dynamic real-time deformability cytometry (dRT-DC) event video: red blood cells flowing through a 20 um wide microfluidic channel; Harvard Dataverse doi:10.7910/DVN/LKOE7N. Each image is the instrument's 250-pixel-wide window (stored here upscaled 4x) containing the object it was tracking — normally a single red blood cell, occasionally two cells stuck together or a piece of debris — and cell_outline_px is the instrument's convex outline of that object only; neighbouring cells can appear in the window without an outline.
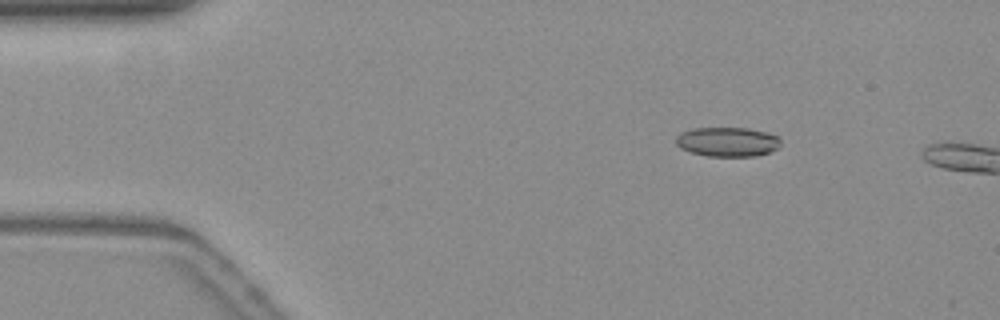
{"species": "common noctule bat (a hibernating species)", "species_latin": "Nyctalus noctula", "temperature_condition": "warm", "stored_images_in_passage": 3, "camera_frame_rate_fps": 3000, "um_per_image_px": 0.085, "animal": {"sex": "female", "body_mass_g": 19.3, "forearm_length_mm": 54.1}, "frame": {"image": 1, "passage_image": 1, "time_ms": 0.0, "image_size_px": [1000, 320], "cell_outline_px": [[780, 144], [776, 148], [768, 152], [756, 156], [708, 156], [692, 152], [680, 148], [676, 144], [676, 136], [692, 128], [744, 128], [764, 132], [776, 136], [780, 140]], "centroid_in_image_um": [61.8, 12.06], "position_along_channel_um": 23.2, "area_um2": 17.63}}